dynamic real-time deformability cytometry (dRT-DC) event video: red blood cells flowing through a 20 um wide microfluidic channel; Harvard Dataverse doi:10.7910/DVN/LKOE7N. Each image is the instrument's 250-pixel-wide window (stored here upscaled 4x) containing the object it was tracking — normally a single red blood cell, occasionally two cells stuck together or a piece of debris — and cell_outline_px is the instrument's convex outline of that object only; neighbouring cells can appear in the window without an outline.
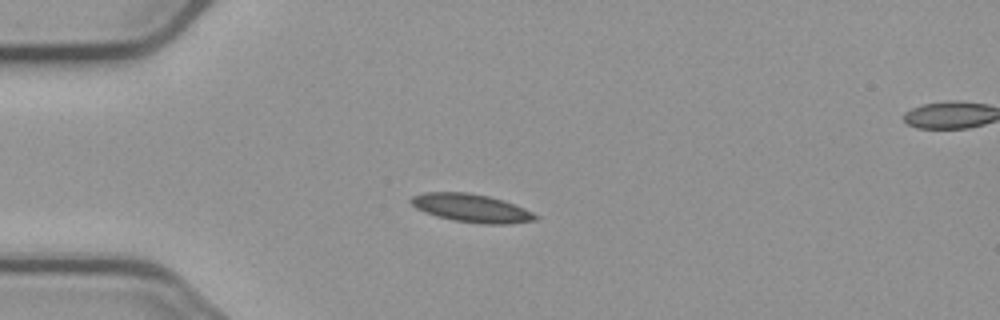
{"species": "common noctule bat (a hibernating species)", "species_latin": "Nyctalus noctula", "temperature_condition": "cold", "stored_images_in_passage": 6, "camera_frame_rate_fps": 3000, "um_per_image_px": 0.085, "animal": {"sex": "male", "body_mass_g": 23.1, "forearm_length_mm": 52.7}, "frame": {"image": 1, "passage_image": 4, "time_ms": 3.667, "image_size_px": [1000, 320], "cell_outline_px": [[540, 216], [536, 220], [512, 224], [480, 224], [452, 220], [436, 216], [424, 212], [416, 208], [408, 200], [412, 196], [424, 192], [468, 192], [488, 196], [504, 200], [524, 208]], "centroid_in_image_um": [40.07, 17.69], "position_along_channel_um": 44.9, "area_um2": 20.69}}
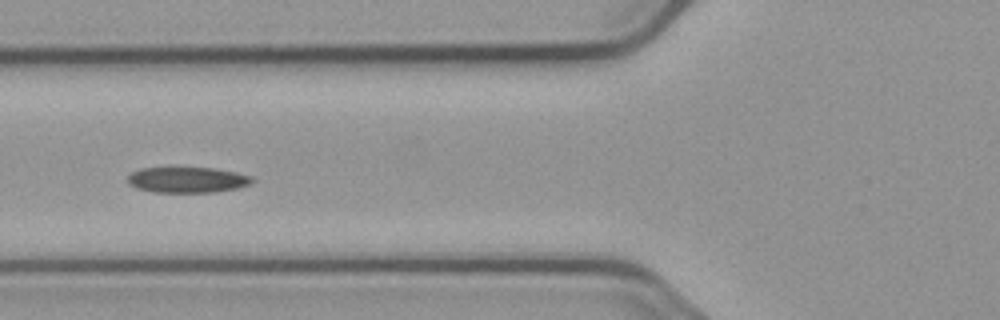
{"frame": {"image": 2, "passage_image": 6, "time_ms": 6.0, "image_size_px": [1000, 320], "cell_outline_px": [[256, 180], [252, 184], [240, 188], [212, 192], [156, 192], [136, 188], [128, 184], [128, 176], [132, 172], [140, 168], [216, 168], [236, 172], [252, 176]], "centroid_in_image_um": [15.98, 15.29], "position_along_channel_um": 109.8, "area_um2": 18.79}}